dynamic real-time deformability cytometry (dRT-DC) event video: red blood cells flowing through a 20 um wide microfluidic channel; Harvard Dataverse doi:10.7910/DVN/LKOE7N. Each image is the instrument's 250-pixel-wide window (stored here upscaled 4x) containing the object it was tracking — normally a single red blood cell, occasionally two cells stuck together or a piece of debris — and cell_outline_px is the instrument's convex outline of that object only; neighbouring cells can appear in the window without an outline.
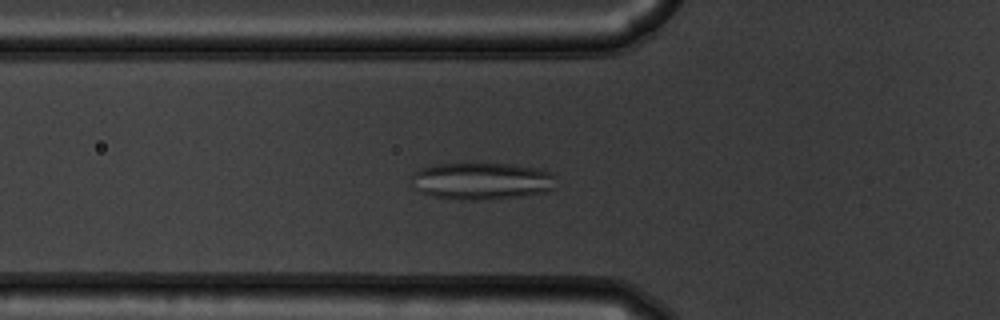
{"species": "common noctule bat (a hibernating species)", "species_latin": "Nyctalus noctula", "temperature_condition": "warm", "stored_images_in_passage": 48, "camera_frame_rate_fps": 3000, "um_per_image_px": 0.085, "animal": {"sex": "male", "body_mass_g": 19.5, "forearm_length_mm": 54.6}, "frame": {"image": 1, "passage_image": 13, "time_ms": 4.0, "image_size_px": [1000, 320], "cell_outline_px": [[556, 188], [548, 192], [520, 196], [484, 200], [460, 200], [432, 196], [420, 192], [416, 188], [408, 176], [412, 172], [420, 168], [436, 164], [512, 164], [540, 168], [552, 172], [556, 176]], "centroid_in_image_um": [40.97, 15.39], "position_along_channel_um": 84.8, "area_um2": 31.85}}
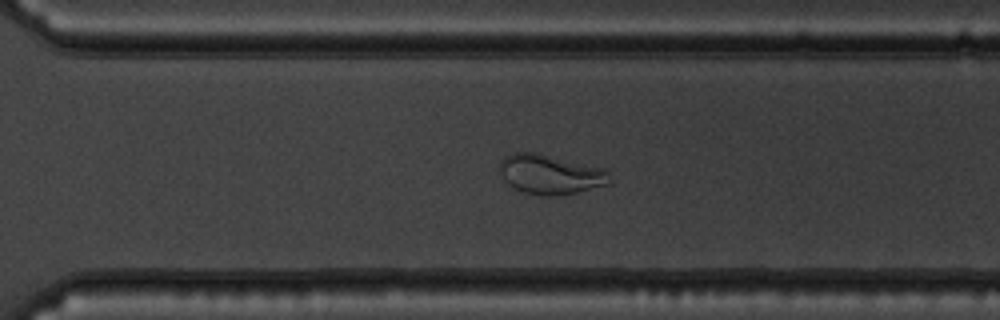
{"frame": {"image": 2, "passage_image": 32, "time_ms": 10.333, "image_size_px": [1000, 320], "cell_outline_px": [[612, 184], [560, 196], [540, 196], [524, 192], [512, 188], [504, 180], [500, 172], [500, 160], [504, 156], [512, 152], [536, 152], [604, 168], [608, 172], [612, 180]], "centroid_in_image_um": [46.79, 14.83], "position_along_channel_um": 323.8, "area_um2": 25.89}}
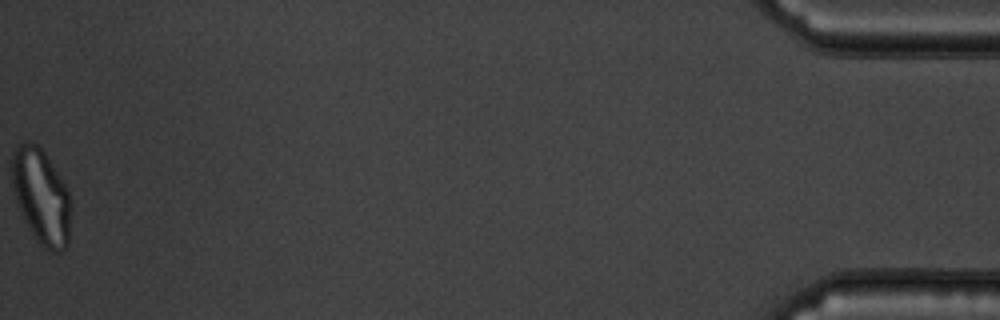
{"frame": {"image": 3, "passage_image": 48, "time_ms": 15.667, "image_size_px": [1000, 320], "cell_outline_px": [[72, 208], [68, 244], [60, 252], [52, 252], [44, 248], [36, 240], [28, 228], [24, 220], [16, 200], [12, 184], [12, 152], [20, 144], [40, 144], [64, 184], [68, 192]], "centroid_in_image_um": [3.52, 16.74], "position_along_channel_um": 431.7, "area_um2": 32.66}}